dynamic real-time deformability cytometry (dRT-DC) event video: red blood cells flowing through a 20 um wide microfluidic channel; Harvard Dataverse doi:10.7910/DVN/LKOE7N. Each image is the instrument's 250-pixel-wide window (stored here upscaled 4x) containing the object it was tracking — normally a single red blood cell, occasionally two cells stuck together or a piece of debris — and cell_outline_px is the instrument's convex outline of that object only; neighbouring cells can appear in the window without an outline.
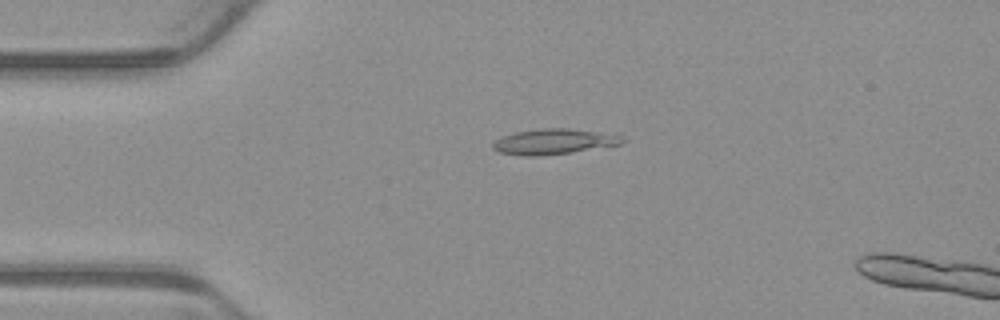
{"species": "common noctule bat (a hibernating species)", "species_latin": "Nyctalus noctula", "temperature_condition": "warm", "stored_images_in_passage": 4, "camera_frame_rate_fps": 3000, "um_per_image_px": 0.085, "animal": {"sex": "male", "body_mass_g": 23.1, "forearm_length_mm": 52.7}, "frame": {"image": 1, "passage_image": 3, "time_ms": 0.667, "image_size_px": [1000, 320], "cell_outline_px": [[628, 140], [620, 144], [568, 152], [536, 156], [524, 156], [500, 152], [492, 148], [492, 144], [500, 136], [516, 132], [540, 128], [568, 128], [624, 136]], "centroid_in_image_um": [47.04, 12.02], "position_along_channel_um": 38.0, "area_um2": 18.9}}